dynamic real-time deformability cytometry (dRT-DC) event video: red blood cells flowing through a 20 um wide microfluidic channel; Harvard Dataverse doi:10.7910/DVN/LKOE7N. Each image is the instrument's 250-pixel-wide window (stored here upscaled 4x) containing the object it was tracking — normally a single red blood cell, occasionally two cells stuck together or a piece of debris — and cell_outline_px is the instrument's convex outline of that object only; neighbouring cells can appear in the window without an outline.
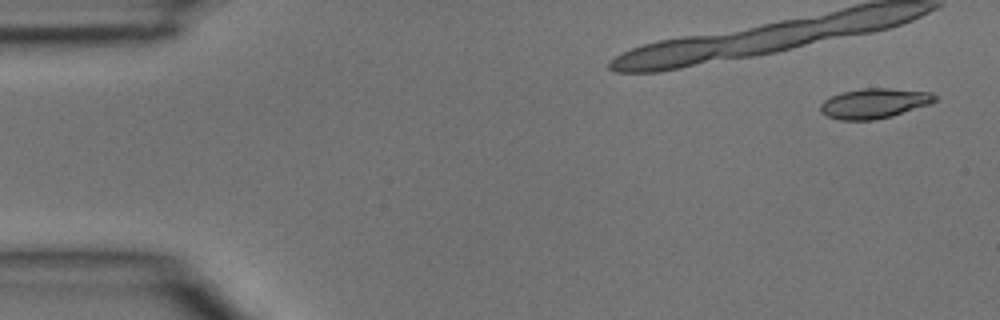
{"species": "common noctule bat (a hibernating species)", "species_latin": "Nyctalus noctula", "temperature_condition": "room temperature", "stored_images_in_passage": 5, "camera_frame_rate_fps": 3000, "um_per_image_px": 0.085, "animal": {"sex": "male", "body_mass_g": 15.6}, "frame": {"image": 1, "passage_image": 1, "time_ms": 0.0, "image_size_px": [1000, 320], "cell_outline_px": [[936, 100], [928, 104], [892, 116], [872, 120], [840, 120], [828, 116], [820, 112], [820, 104], [824, 100], [840, 92], [860, 88], [888, 88], [932, 92], [936, 96]], "centroid_in_image_um": [74.27, 8.77], "position_along_channel_um": 10.7, "area_um2": 19.94}}